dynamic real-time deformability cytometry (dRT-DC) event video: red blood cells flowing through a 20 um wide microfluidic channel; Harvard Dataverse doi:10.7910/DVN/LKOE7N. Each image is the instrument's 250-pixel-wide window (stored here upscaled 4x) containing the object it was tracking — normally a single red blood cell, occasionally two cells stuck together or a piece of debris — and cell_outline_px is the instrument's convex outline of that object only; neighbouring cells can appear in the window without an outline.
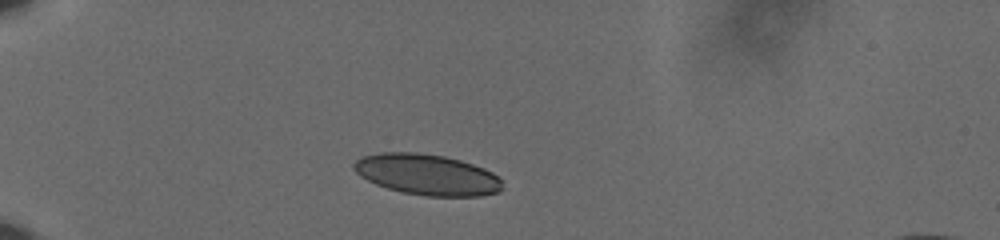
{"species": "human", "species_latin": "Homo sapiens", "temperature_condition": "cold", "stored_images_in_passage": 42, "camera_frame_rate_fps": 3000, "um_per_image_px": 0.085, "donor": {"sex": "male"}, "frame": {"image": 1, "passage_image": 1, "time_ms": 0.0, "image_size_px": [1000, 240], "cell_outline_px": [[504, 188], [500, 192], [480, 196], [424, 196], [400, 192], [376, 184], [360, 176], [352, 168], [352, 164], [356, 160], [364, 156], [380, 152], [416, 152], [444, 156], [460, 160], [484, 168], [492, 172], [500, 180]], "centroid_in_image_um": [36.3, 14.85], "position_along_channel_um": 48.7, "area_um2": 35.49}}
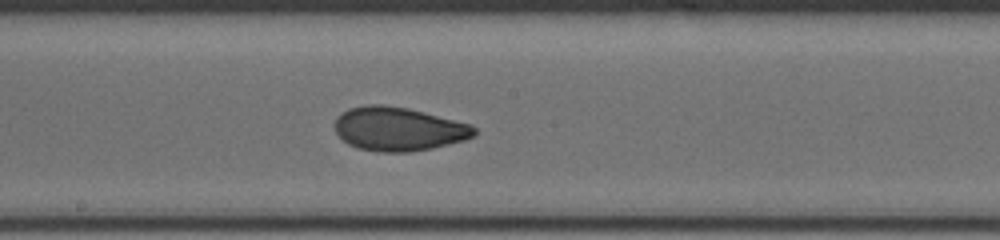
{"frame": {"image": 2, "passage_image": 18, "time_ms": 5.667, "image_size_px": [1000, 240], "cell_outline_px": [[476, 136], [464, 140], [432, 148], [408, 152], [380, 152], [360, 148], [348, 144], [336, 132], [336, 116], [348, 108], [368, 104], [384, 104], [408, 108], [472, 124], [476, 128]], "centroid_in_image_um": [33.89, 10.95], "position_along_channel_um": 214.3, "area_um2": 35.6}}
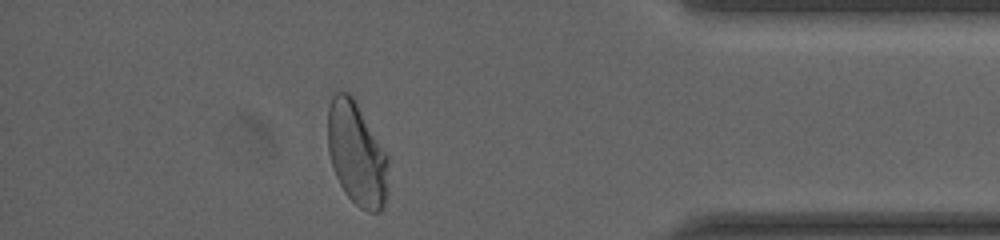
{"frame": {"image": 3, "passage_image": 36, "time_ms": 11.667, "image_size_px": [1000, 240], "cell_outline_px": [[388, 164], [384, 208], [380, 212], [368, 212], [360, 208], [344, 192], [336, 176], [328, 152], [328, 108], [332, 96], [336, 92], [352, 92], [388, 156]], "centroid_in_image_um": [30.31, 13.04], "position_along_channel_um": 404.9, "area_um2": 36.65}, "authors_computed_cell_mechanics": {"area_um2": 35.547, "velocity_mm_per_s": 3.6081, "shape_relaxation_time_tau1_ms": 3.6374, "shape_relaxation_time_tau2_ms": 1.1578, "deformation_change_tau1": 0.123, "deformation_change_tau2": 0.0565}}